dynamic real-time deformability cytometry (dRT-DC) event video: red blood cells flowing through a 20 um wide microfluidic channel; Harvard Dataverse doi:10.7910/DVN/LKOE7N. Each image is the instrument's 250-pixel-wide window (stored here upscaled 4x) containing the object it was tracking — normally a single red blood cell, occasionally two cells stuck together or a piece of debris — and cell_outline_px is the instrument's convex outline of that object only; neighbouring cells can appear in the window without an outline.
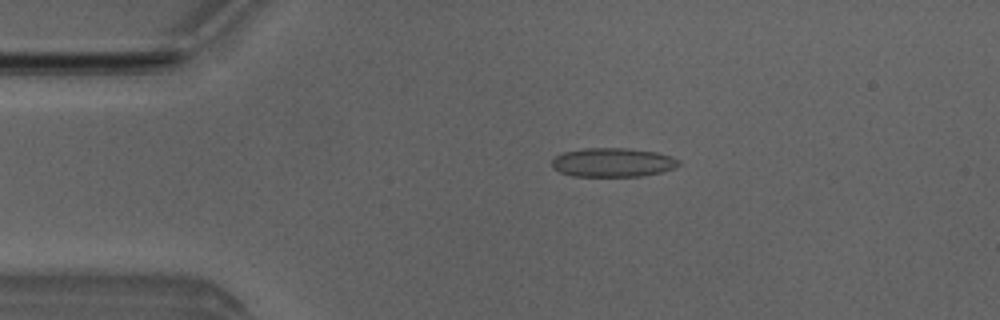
{"species": "Egyptian fruit bat (a non-hibernating species)", "species_latin": "Rousettus aegyptiacus", "temperature_condition": "room temperature", "stored_images_in_passage": 3, "camera_frame_rate_fps": 3000, "um_per_image_px": 0.085, "animal": {"sex": "male"}, "frame": {"image": 1, "passage_image": 2, "time_ms": 2.0, "image_size_px": [1000, 320], "cell_outline_px": [[680, 164], [672, 168], [660, 172], [640, 176], [572, 176], [560, 172], [552, 168], [552, 160], [556, 156], [564, 152], [584, 148], [628, 148], [656, 152], [672, 156], [680, 160]], "centroid_in_image_um": [52.07, 13.8], "position_along_channel_um": 32.9, "area_um2": 21.39}}